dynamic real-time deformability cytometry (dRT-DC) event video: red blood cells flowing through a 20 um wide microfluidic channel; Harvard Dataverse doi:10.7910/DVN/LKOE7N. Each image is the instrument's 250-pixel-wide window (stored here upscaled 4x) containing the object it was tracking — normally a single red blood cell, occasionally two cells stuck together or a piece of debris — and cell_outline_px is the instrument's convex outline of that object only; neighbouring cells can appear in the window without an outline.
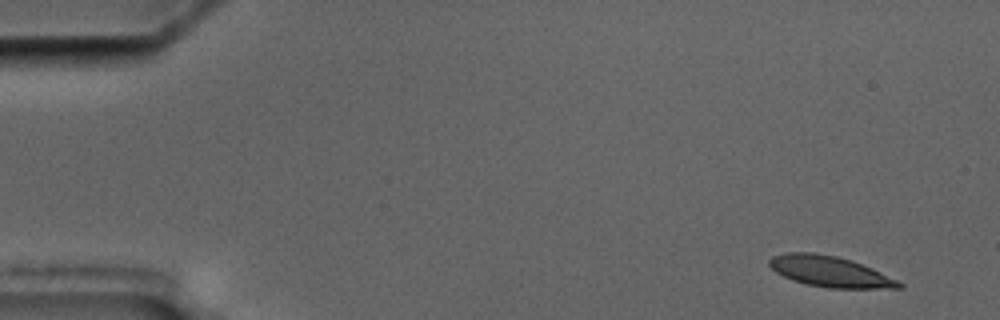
{"species": "common noctule bat (a hibernating species)", "species_latin": "Nyctalus noctula", "temperature_condition": "cold", "stored_images_in_passage": 5, "camera_frame_rate_fps": 3000, "um_per_image_px": 0.085, "animal": {"sex": "male", "body_mass_g": 17.5, "forearm_length_mm": 52.3}, "frame": {"image": 1, "passage_image": 1, "time_ms": 0.0, "image_size_px": [1000, 320], "cell_outline_px": [[904, 284], [900, 288], [828, 288], [808, 284], [792, 280], [776, 272], [768, 264], [768, 260], [772, 256], [784, 252], [812, 252], [836, 256], [852, 260], [872, 268]], "centroid_in_image_um": [70.5, 23.07], "position_along_channel_um": 14.5, "area_um2": 23.12}}
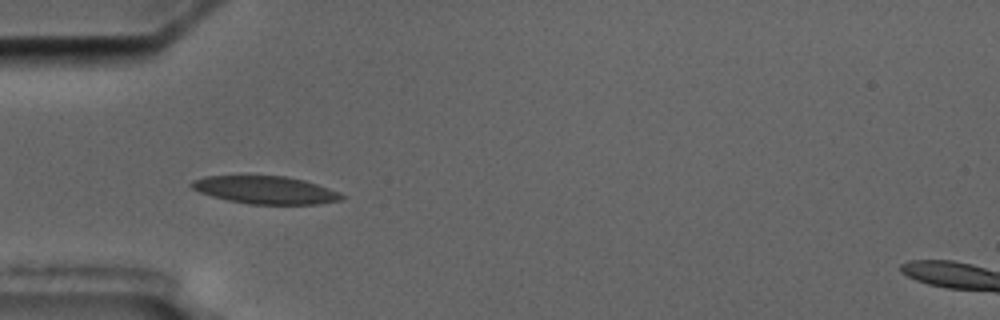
{"frame": {"image": 2, "passage_image": 5, "time_ms": 4.667, "image_size_px": [1000, 320], "cell_outline_px": [[344, 196], [340, 200], [316, 204], [248, 204], [228, 200], [212, 196], [200, 192], [192, 188], [188, 184], [192, 180], [204, 176], [284, 176], [304, 180], [340, 192]], "centroid_in_image_um": [22.53, 16.15], "position_along_channel_um": 62.5, "area_um2": 24.1}}